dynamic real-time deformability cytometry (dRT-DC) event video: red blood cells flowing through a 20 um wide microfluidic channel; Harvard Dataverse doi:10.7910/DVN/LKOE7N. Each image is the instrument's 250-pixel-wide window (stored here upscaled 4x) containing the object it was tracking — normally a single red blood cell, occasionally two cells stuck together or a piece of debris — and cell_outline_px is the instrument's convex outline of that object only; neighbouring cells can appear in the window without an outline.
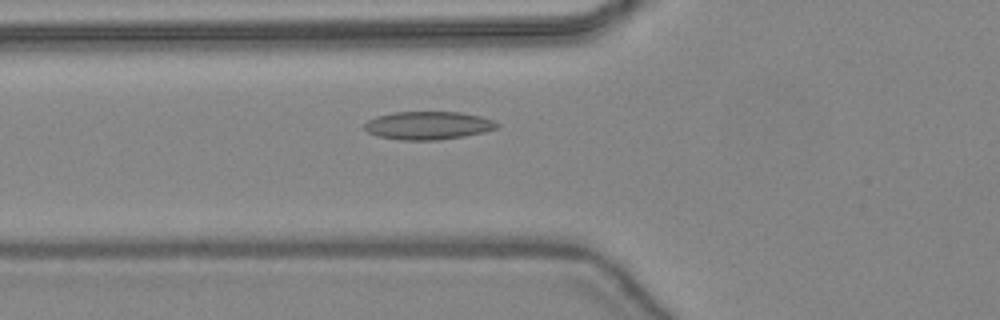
{"species": "common noctule bat (a hibernating species)", "species_latin": "Nyctalus noctula", "temperature_condition": "warm", "stored_images_in_passage": 37, "camera_frame_rate_fps": 3000, "um_per_image_px": 0.085, "animal": {"sex": "female", "body_mass_g": 24.6, "forearm_length_mm": 56.2}, "frame": {"image": 1, "passage_image": 8, "time_ms": 2.333, "image_size_px": [1000, 320], "cell_outline_px": [[500, 128], [484, 132], [464, 136], [436, 140], [400, 140], [376, 136], [368, 132], [364, 128], [364, 124], [368, 120], [376, 116], [392, 112], [460, 112], [480, 116], [492, 120], [500, 124]], "centroid_in_image_um": [36.39, 10.66], "position_along_channel_um": 89.4, "area_um2": 21.85}}
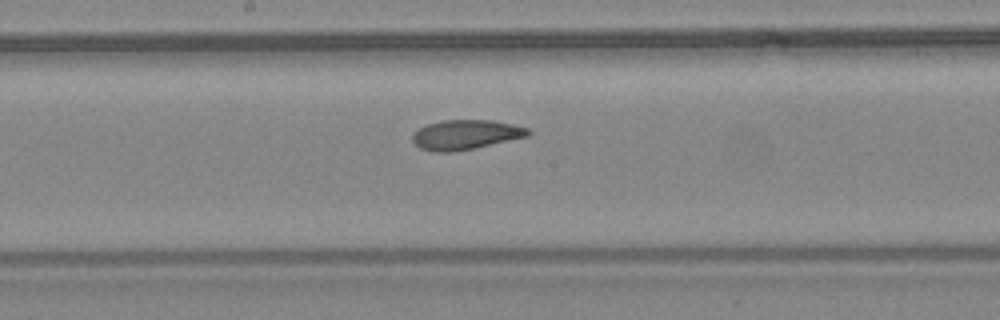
{"frame": {"image": 2, "passage_image": 16, "time_ms": 5.0, "image_size_px": [1000, 320], "cell_outline_px": [[532, 132], [528, 136], [476, 148], [452, 152], [432, 152], [420, 148], [412, 140], [412, 136], [420, 128], [428, 124], [440, 120], [492, 120], [516, 124], [528, 128]], "centroid_in_image_um": [39.62, 11.45], "position_along_channel_um": 208.6, "area_um2": 20.11}}
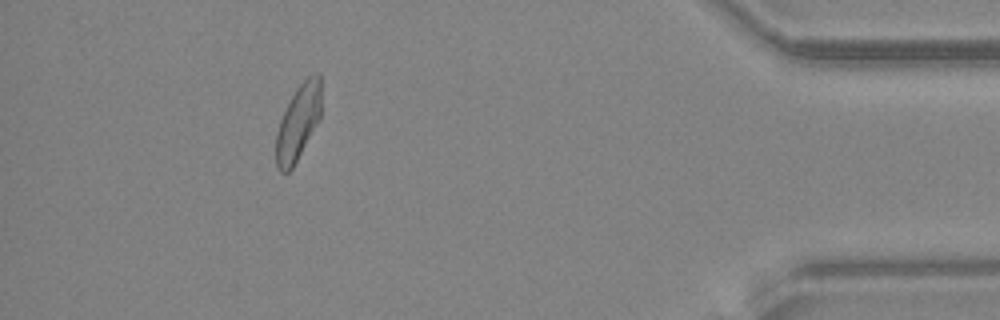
{"frame": {"image": 3, "passage_image": 33, "time_ms": 10.667, "image_size_px": [1000, 320], "cell_outline_px": [[320, 120], [292, 168], [288, 172], [280, 172], [276, 168], [276, 132], [280, 120], [296, 88], [308, 76], [316, 72], [320, 72]], "centroid_in_image_um": [25.34, 10.42], "position_along_channel_um": 409.9, "area_um2": 19.77}, "authors_computed_cell_mechanics": {"area_um2": 20.4034, "velocity_mm_per_s": 4.4398, "shape_relaxation_time_tau1_ms": 10.421, "shape_relaxation_time_tau2_ms": 4.4382, "deformation_change_tau1": 0.2102, "deformation_change_tau2": 0.1038}}